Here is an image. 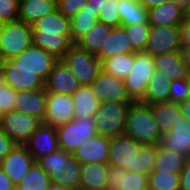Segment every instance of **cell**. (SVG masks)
Returning a JSON list of instances; mask_svg holds the SVG:
<instances>
[{
	"instance_id": "obj_1",
	"label": "cell",
	"mask_w": 190,
	"mask_h": 190,
	"mask_svg": "<svg viewBox=\"0 0 190 190\" xmlns=\"http://www.w3.org/2000/svg\"><path fill=\"white\" fill-rule=\"evenodd\" d=\"M158 145H143L127 135L110 138V165L148 175L154 167Z\"/></svg>"
},
{
	"instance_id": "obj_2",
	"label": "cell",
	"mask_w": 190,
	"mask_h": 190,
	"mask_svg": "<svg viewBox=\"0 0 190 190\" xmlns=\"http://www.w3.org/2000/svg\"><path fill=\"white\" fill-rule=\"evenodd\" d=\"M33 45L61 60L74 44L71 36L70 18L58 9L44 16L31 26Z\"/></svg>"
},
{
	"instance_id": "obj_3",
	"label": "cell",
	"mask_w": 190,
	"mask_h": 190,
	"mask_svg": "<svg viewBox=\"0 0 190 190\" xmlns=\"http://www.w3.org/2000/svg\"><path fill=\"white\" fill-rule=\"evenodd\" d=\"M37 162L48 173L52 184L80 190L81 163L72 154L58 148Z\"/></svg>"
},
{
	"instance_id": "obj_4",
	"label": "cell",
	"mask_w": 190,
	"mask_h": 190,
	"mask_svg": "<svg viewBox=\"0 0 190 190\" xmlns=\"http://www.w3.org/2000/svg\"><path fill=\"white\" fill-rule=\"evenodd\" d=\"M125 135L143 145L160 144L162 136L150 105L142 102L131 103L126 117Z\"/></svg>"
},
{
	"instance_id": "obj_5",
	"label": "cell",
	"mask_w": 190,
	"mask_h": 190,
	"mask_svg": "<svg viewBox=\"0 0 190 190\" xmlns=\"http://www.w3.org/2000/svg\"><path fill=\"white\" fill-rule=\"evenodd\" d=\"M131 103L133 101L101 102L99 110L93 115L97 134L109 138L124 135Z\"/></svg>"
},
{
	"instance_id": "obj_6",
	"label": "cell",
	"mask_w": 190,
	"mask_h": 190,
	"mask_svg": "<svg viewBox=\"0 0 190 190\" xmlns=\"http://www.w3.org/2000/svg\"><path fill=\"white\" fill-rule=\"evenodd\" d=\"M33 45L30 25L17 20L4 23L0 28V62L13 59Z\"/></svg>"
},
{
	"instance_id": "obj_7",
	"label": "cell",
	"mask_w": 190,
	"mask_h": 190,
	"mask_svg": "<svg viewBox=\"0 0 190 190\" xmlns=\"http://www.w3.org/2000/svg\"><path fill=\"white\" fill-rule=\"evenodd\" d=\"M155 71L154 58L146 52L134 53L132 70L124 79L125 87L133 102H142L147 85Z\"/></svg>"
},
{
	"instance_id": "obj_8",
	"label": "cell",
	"mask_w": 190,
	"mask_h": 190,
	"mask_svg": "<svg viewBox=\"0 0 190 190\" xmlns=\"http://www.w3.org/2000/svg\"><path fill=\"white\" fill-rule=\"evenodd\" d=\"M58 146L67 153L72 154L82 143L91 140L97 135L96 124L93 117L74 118L56 128Z\"/></svg>"
},
{
	"instance_id": "obj_9",
	"label": "cell",
	"mask_w": 190,
	"mask_h": 190,
	"mask_svg": "<svg viewBox=\"0 0 190 190\" xmlns=\"http://www.w3.org/2000/svg\"><path fill=\"white\" fill-rule=\"evenodd\" d=\"M74 73L81 85H91L102 70L97 56L74 43L61 59Z\"/></svg>"
},
{
	"instance_id": "obj_10",
	"label": "cell",
	"mask_w": 190,
	"mask_h": 190,
	"mask_svg": "<svg viewBox=\"0 0 190 190\" xmlns=\"http://www.w3.org/2000/svg\"><path fill=\"white\" fill-rule=\"evenodd\" d=\"M41 123L36 117L14 110L2 115L1 129L17 145H25Z\"/></svg>"
},
{
	"instance_id": "obj_11",
	"label": "cell",
	"mask_w": 190,
	"mask_h": 190,
	"mask_svg": "<svg viewBox=\"0 0 190 190\" xmlns=\"http://www.w3.org/2000/svg\"><path fill=\"white\" fill-rule=\"evenodd\" d=\"M180 26H151L146 53L153 58L165 53L181 51Z\"/></svg>"
},
{
	"instance_id": "obj_12",
	"label": "cell",
	"mask_w": 190,
	"mask_h": 190,
	"mask_svg": "<svg viewBox=\"0 0 190 190\" xmlns=\"http://www.w3.org/2000/svg\"><path fill=\"white\" fill-rule=\"evenodd\" d=\"M2 81L16 92L45 88V82L30 69L21 68L13 59L0 62Z\"/></svg>"
},
{
	"instance_id": "obj_13",
	"label": "cell",
	"mask_w": 190,
	"mask_h": 190,
	"mask_svg": "<svg viewBox=\"0 0 190 190\" xmlns=\"http://www.w3.org/2000/svg\"><path fill=\"white\" fill-rule=\"evenodd\" d=\"M72 95L46 91V114L44 124L58 128L74 119Z\"/></svg>"
},
{
	"instance_id": "obj_14",
	"label": "cell",
	"mask_w": 190,
	"mask_h": 190,
	"mask_svg": "<svg viewBox=\"0 0 190 190\" xmlns=\"http://www.w3.org/2000/svg\"><path fill=\"white\" fill-rule=\"evenodd\" d=\"M13 60L18 63L19 67L35 72L44 82H46L50 72L59 61L54 55L35 45L28 47Z\"/></svg>"
},
{
	"instance_id": "obj_15",
	"label": "cell",
	"mask_w": 190,
	"mask_h": 190,
	"mask_svg": "<svg viewBox=\"0 0 190 190\" xmlns=\"http://www.w3.org/2000/svg\"><path fill=\"white\" fill-rule=\"evenodd\" d=\"M35 162L34 157L25 145H16L0 162V167L16 186L23 180Z\"/></svg>"
},
{
	"instance_id": "obj_16",
	"label": "cell",
	"mask_w": 190,
	"mask_h": 190,
	"mask_svg": "<svg viewBox=\"0 0 190 190\" xmlns=\"http://www.w3.org/2000/svg\"><path fill=\"white\" fill-rule=\"evenodd\" d=\"M100 102L132 101L127 93L123 79L101 70L91 84Z\"/></svg>"
},
{
	"instance_id": "obj_17",
	"label": "cell",
	"mask_w": 190,
	"mask_h": 190,
	"mask_svg": "<svg viewBox=\"0 0 190 190\" xmlns=\"http://www.w3.org/2000/svg\"><path fill=\"white\" fill-rule=\"evenodd\" d=\"M107 190H149L148 175L110 165Z\"/></svg>"
},
{
	"instance_id": "obj_18",
	"label": "cell",
	"mask_w": 190,
	"mask_h": 190,
	"mask_svg": "<svg viewBox=\"0 0 190 190\" xmlns=\"http://www.w3.org/2000/svg\"><path fill=\"white\" fill-rule=\"evenodd\" d=\"M25 146L36 162L43 156L56 151L59 148L56 128L42 122Z\"/></svg>"
},
{
	"instance_id": "obj_19",
	"label": "cell",
	"mask_w": 190,
	"mask_h": 190,
	"mask_svg": "<svg viewBox=\"0 0 190 190\" xmlns=\"http://www.w3.org/2000/svg\"><path fill=\"white\" fill-rule=\"evenodd\" d=\"M109 147L110 138L97 134L75 149L72 156L81 164L105 163L109 159Z\"/></svg>"
},
{
	"instance_id": "obj_20",
	"label": "cell",
	"mask_w": 190,
	"mask_h": 190,
	"mask_svg": "<svg viewBox=\"0 0 190 190\" xmlns=\"http://www.w3.org/2000/svg\"><path fill=\"white\" fill-rule=\"evenodd\" d=\"M15 110L36 117L41 122L46 114V89L40 88L29 91H17Z\"/></svg>"
},
{
	"instance_id": "obj_21",
	"label": "cell",
	"mask_w": 190,
	"mask_h": 190,
	"mask_svg": "<svg viewBox=\"0 0 190 190\" xmlns=\"http://www.w3.org/2000/svg\"><path fill=\"white\" fill-rule=\"evenodd\" d=\"M80 85L71 69L62 60H59L45 82V89L72 95Z\"/></svg>"
},
{
	"instance_id": "obj_22",
	"label": "cell",
	"mask_w": 190,
	"mask_h": 190,
	"mask_svg": "<svg viewBox=\"0 0 190 190\" xmlns=\"http://www.w3.org/2000/svg\"><path fill=\"white\" fill-rule=\"evenodd\" d=\"M189 11L174 0L148 10L151 26H179Z\"/></svg>"
},
{
	"instance_id": "obj_23",
	"label": "cell",
	"mask_w": 190,
	"mask_h": 190,
	"mask_svg": "<svg viewBox=\"0 0 190 190\" xmlns=\"http://www.w3.org/2000/svg\"><path fill=\"white\" fill-rule=\"evenodd\" d=\"M159 145L190 157V121L183 116L179 118L172 129L162 136Z\"/></svg>"
},
{
	"instance_id": "obj_24",
	"label": "cell",
	"mask_w": 190,
	"mask_h": 190,
	"mask_svg": "<svg viewBox=\"0 0 190 190\" xmlns=\"http://www.w3.org/2000/svg\"><path fill=\"white\" fill-rule=\"evenodd\" d=\"M110 164H81L80 190H107Z\"/></svg>"
},
{
	"instance_id": "obj_25",
	"label": "cell",
	"mask_w": 190,
	"mask_h": 190,
	"mask_svg": "<svg viewBox=\"0 0 190 190\" xmlns=\"http://www.w3.org/2000/svg\"><path fill=\"white\" fill-rule=\"evenodd\" d=\"M57 9V0H20L18 20L32 26Z\"/></svg>"
},
{
	"instance_id": "obj_26",
	"label": "cell",
	"mask_w": 190,
	"mask_h": 190,
	"mask_svg": "<svg viewBox=\"0 0 190 190\" xmlns=\"http://www.w3.org/2000/svg\"><path fill=\"white\" fill-rule=\"evenodd\" d=\"M155 69L162 72L171 80L190 78L187 65L181 51L165 53L154 57Z\"/></svg>"
},
{
	"instance_id": "obj_27",
	"label": "cell",
	"mask_w": 190,
	"mask_h": 190,
	"mask_svg": "<svg viewBox=\"0 0 190 190\" xmlns=\"http://www.w3.org/2000/svg\"><path fill=\"white\" fill-rule=\"evenodd\" d=\"M74 100V118L93 117L99 110L100 101L94 93L91 85H80L72 94Z\"/></svg>"
},
{
	"instance_id": "obj_28",
	"label": "cell",
	"mask_w": 190,
	"mask_h": 190,
	"mask_svg": "<svg viewBox=\"0 0 190 190\" xmlns=\"http://www.w3.org/2000/svg\"><path fill=\"white\" fill-rule=\"evenodd\" d=\"M135 52L124 26H117L113 28L111 35L107 37L105 49L101 50L97 58L102 62L104 59L115 55Z\"/></svg>"
},
{
	"instance_id": "obj_29",
	"label": "cell",
	"mask_w": 190,
	"mask_h": 190,
	"mask_svg": "<svg viewBox=\"0 0 190 190\" xmlns=\"http://www.w3.org/2000/svg\"><path fill=\"white\" fill-rule=\"evenodd\" d=\"M154 119L158 124L161 136L167 134L181 118L182 111L178 103L164 102L150 104Z\"/></svg>"
},
{
	"instance_id": "obj_30",
	"label": "cell",
	"mask_w": 190,
	"mask_h": 190,
	"mask_svg": "<svg viewBox=\"0 0 190 190\" xmlns=\"http://www.w3.org/2000/svg\"><path fill=\"white\" fill-rule=\"evenodd\" d=\"M170 83V77L155 69L148 82L142 103L150 105L153 103L170 102Z\"/></svg>"
},
{
	"instance_id": "obj_31",
	"label": "cell",
	"mask_w": 190,
	"mask_h": 190,
	"mask_svg": "<svg viewBox=\"0 0 190 190\" xmlns=\"http://www.w3.org/2000/svg\"><path fill=\"white\" fill-rule=\"evenodd\" d=\"M112 30L113 27L98 21L95 27L80 38L76 44L80 48L97 56L102 49H105V42L107 41V37L111 35Z\"/></svg>"
},
{
	"instance_id": "obj_32",
	"label": "cell",
	"mask_w": 190,
	"mask_h": 190,
	"mask_svg": "<svg viewBox=\"0 0 190 190\" xmlns=\"http://www.w3.org/2000/svg\"><path fill=\"white\" fill-rule=\"evenodd\" d=\"M187 158V155H182L174 150L163 148L158 144V151L152 171L180 175Z\"/></svg>"
},
{
	"instance_id": "obj_33",
	"label": "cell",
	"mask_w": 190,
	"mask_h": 190,
	"mask_svg": "<svg viewBox=\"0 0 190 190\" xmlns=\"http://www.w3.org/2000/svg\"><path fill=\"white\" fill-rule=\"evenodd\" d=\"M121 26L149 24L148 10L139 0H119Z\"/></svg>"
},
{
	"instance_id": "obj_34",
	"label": "cell",
	"mask_w": 190,
	"mask_h": 190,
	"mask_svg": "<svg viewBox=\"0 0 190 190\" xmlns=\"http://www.w3.org/2000/svg\"><path fill=\"white\" fill-rule=\"evenodd\" d=\"M133 64L134 53H126L104 59L101 62V68L104 72L124 80L132 70Z\"/></svg>"
},
{
	"instance_id": "obj_35",
	"label": "cell",
	"mask_w": 190,
	"mask_h": 190,
	"mask_svg": "<svg viewBox=\"0 0 190 190\" xmlns=\"http://www.w3.org/2000/svg\"><path fill=\"white\" fill-rule=\"evenodd\" d=\"M50 185L48 173L35 162L23 180L16 185V190H47Z\"/></svg>"
},
{
	"instance_id": "obj_36",
	"label": "cell",
	"mask_w": 190,
	"mask_h": 190,
	"mask_svg": "<svg viewBox=\"0 0 190 190\" xmlns=\"http://www.w3.org/2000/svg\"><path fill=\"white\" fill-rule=\"evenodd\" d=\"M99 21L91 10H81L70 18L72 42L76 43L85 34L91 31Z\"/></svg>"
},
{
	"instance_id": "obj_37",
	"label": "cell",
	"mask_w": 190,
	"mask_h": 190,
	"mask_svg": "<svg viewBox=\"0 0 190 190\" xmlns=\"http://www.w3.org/2000/svg\"><path fill=\"white\" fill-rule=\"evenodd\" d=\"M150 190H181L180 175L151 171L148 174Z\"/></svg>"
},
{
	"instance_id": "obj_38",
	"label": "cell",
	"mask_w": 190,
	"mask_h": 190,
	"mask_svg": "<svg viewBox=\"0 0 190 190\" xmlns=\"http://www.w3.org/2000/svg\"><path fill=\"white\" fill-rule=\"evenodd\" d=\"M124 29L130 38L133 49L136 52H143L148 43L151 25H125Z\"/></svg>"
},
{
	"instance_id": "obj_39",
	"label": "cell",
	"mask_w": 190,
	"mask_h": 190,
	"mask_svg": "<svg viewBox=\"0 0 190 190\" xmlns=\"http://www.w3.org/2000/svg\"><path fill=\"white\" fill-rule=\"evenodd\" d=\"M119 0H102L101 12H99V21L111 26H121L119 16Z\"/></svg>"
},
{
	"instance_id": "obj_40",
	"label": "cell",
	"mask_w": 190,
	"mask_h": 190,
	"mask_svg": "<svg viewBox=\"0 0 190 190\" xmlns=\"http://www.w3.org/2000/svg\"><path fill=\"white\" fill-rule=\"evenodd\" d=\"M190 99V78L171 80L170 102L181 103Z\"/></svg>"
},
{
	"instance_id": "obj_41",
	"label": "cell",
	"mask_w": 190,
	"mask_h": 190,
	"mask_svg": "<svg viewBox=\"0 0 190 190\" xmlns=\"http://www.w3.org/2000/svg\"><path fill=\"white\" fill-rule=\"evenodd\" d=\"M16 91L2 80L0 81V114L4 115L15 110Z\"/></svg>"
},
{
	"instance_id": "obj_42",
	"label": "cell",
	"mask_w": 190,
	"mask_h": 190,
	"mask_svg": "<svg viewBox=\"0 0 190 190\" xmlns=\"http://www.w3.org/2000/svg\"><path fill=\"white\" fill-rule=\"evenodd\" d=\"M20 0H0V22L2 24L18 20Z\"/></svg>"
},
{
	"instance_id": "obj_43",
	"label": "cell",
	"mask_w": 190,
	"mask_h": 190,
	"mask_svg": "<svg viewBox=\"0 0 190 190\" xmlns=\"http://www.w3.org/2000/svg\"><path fill=\"white\" fill-rule=\"evenodd\" d=\"M88 0H57L58 10L66 17L72 18L80 12Z\"/></svg>"
},
{
	"instance_id": "obj_44",
	"label": "cell",
	"mask_w": 190,
	"mask_h": 190,
	"mask_svg": "<svg viewBox=\"0 0 190 190\" xmlns=\"http://www.w3.org/2000/svg\"><path fill=\"white\" fill-rule=\"evenodd\" d=\"M17 144L6 132L0 128V162L11 152Z\"/></svg>"
},
{
	"instance_id": "obj_45",
	"label": "cell",
	"mask_w": 190,
	"mask_h": 190,
	"mask_svg": "<svg viewBox=\"0 0 190 190\" xmlns=\"http://www.w3.org/2000/svg\"><path fill=\"white\" fill-rule=\"evenodd\" d=\"M181 31L182 49H190V15L179 25Z\"/></svg>"
},
{
	"instance_id": "obj_46",
	"label": "cell",
	"mask_w": 190,
	"mask_h": 190,
	"mask_svg": "<svg viewBox=\"0 0 190 190\" xmlns=\"http://www.w3.org/2000/svg\"><path fill=\"white\" fill-rule=\"evenodd\" d=\"M181 190H190V157L187 158L184 168L180 173Z\"/></svg>"
},
{
	"instance_id": "obj_47",
	"label": "cell",
	"mask_w": 190,
	"mask_h": 190,
	"mask_svg": "<svg viewBox=\"0 0 190 190\" xmlns=\"http://www.w3.org/2000/svg\"><path fill=\"white\" fill-rule=\"evenodd\" d=\"M0 190H16V186L0 167Z\"/></svg>"
},
{
	"instance_id": "obj_48",
	"label": "cell",
	"mask_w": 190,
	"mask_h": 190,
	"mask_svg": "<svg viewBox=\"0 0 190 190\" xmlns=\"http://www.w3.org/2000/svg\"><path fill=\"white\" fill-rule=\"evenodd\" d=\"M102 0H88L86 6L82 10H91L94 12V16L99 17L101 12Z\"/></svg>"
},
{
	"instance_id": "obj_49",
	"label": "cell",
	"mask_w": 190,
	"mask_h": 190,
	"mask_svg": "<svg viewBox=\"0 0 190 190\" xmlns=\"http://www.w3.org/2000/svg\"><path fill=\"white\" fill-rule=\"evenodd\" d=\"M139 1L147 10H149L151 8L162 5L171 0H139Z\"/></svg>"
},
{
	"instance_id": "obj_50",
	"label": "cell",
	"mask_w": 190,
	"mask_h": 190,
	"mask_svg": "<svg viewBox=\"0 0 190 190\" xmlns=\"http://www.w3.org/2000/svg\"><path fill=\"white\" fill-rule=\"evenodd\" d=\"M183 117H186L190 121V99L179 103Z\"/></svg>"
},
{
	"instance_id": "obj_51",
	"label": "cell",
	"mask_w": 190,
	"mask_h": 190,
	"mask_svg": "<svg viewBox=\"0 0 190 190\" xmlns=\"http://www.w3.org/2000/svg\"><path fill=\"white\" fill-rule=\"evenodd\" d=\"M181 53L190 73V49H181Z\"/></svg>"
},
{
	"instance_id": "obj_52",
	"label": "cell",
	"mask_w": 190,
	"mask_h": 190,
	"mask_svg": "<svg viewBox=\"0 0 190 190\" xmlns=\"http://www.w3.org/2000/svg\"><path fill=\"white\" fill-rule=\"evenodd\" d=\"M47 190H77V189L68 187V186L57 185V184L51 183V185L49 186V188Z\"/></svg>"
},
{
	"instance_id": "obj_53",
	"label": "cell",
	"mask_w": 190,
	"mask_h": 190,
	"mask_svg": "<svg viewBox=\"0 0 190 190\" xmlns=\"http://www.w3.org/2000/svg\"><path fill=\"white\" fill-rule=\"evenodd\" d=\"M174 1L179 3L181 6H183L188 11L190 10V0H174Z\"/></svg>"
},
{
	"instance_id": "obj_54",
	"label": "cell",
	"mask_w": 190,
	"mask_h": 190,
	"mask_svg": "<svg viewBox=\"0 0 190 190\" xmlns=\"http://www.w3.org/2000/svg\"><path fill=\"white\" fill-rule=\"evenodd\" d=\"M2 115L0 114V128H1Z\"/></svg>"
},
{
	"instance_id": "obj_55",
	"label": "cell",
	"mask_w": 190,
	"mask_h": 190,
	"mask_svg": "<svg viewBox=\"0 0 190 190\" xmlns=\"http://www.w3.org/2000/svg\"><path fill=\"white\" fill-rule=\"evenodd\" d=\"M2 80V76H1V67H0V81Z\"/></svg>"
}]
</instances>
